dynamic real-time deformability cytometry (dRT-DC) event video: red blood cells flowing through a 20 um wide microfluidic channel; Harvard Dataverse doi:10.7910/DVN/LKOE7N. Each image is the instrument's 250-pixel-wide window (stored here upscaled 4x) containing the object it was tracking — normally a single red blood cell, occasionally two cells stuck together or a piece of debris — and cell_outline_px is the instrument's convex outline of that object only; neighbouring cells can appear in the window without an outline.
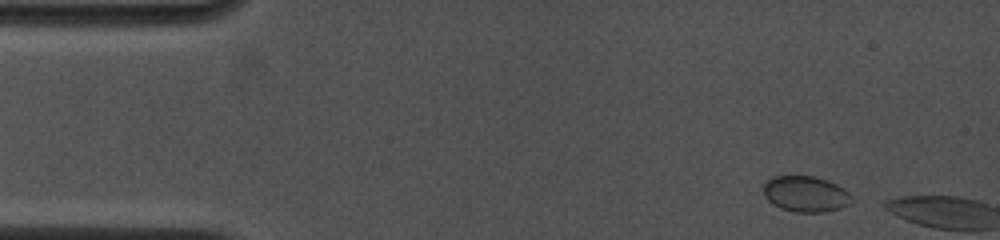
{"species": "common noctule bat (a hibernating species)", "species_latin": "Nyctalus noctula", "temperature_condition": "cold", "stored_images_in_passage": 3, "camera_frame_rate_fps": 4500, "um_per_image_px": 0.085, "animal": {"sex": "female", "body_mass_g": 19.0, "forearm_length_mm": 53.3}, "frame": {"image": 1, "passage_image": 2, "time_ms": 0.444, "image_size_px": [1000, 240], "cell_outline_px": [[856, 200], [840, 208], [824, 212], [796, 212], [780, 208], [768, 200], [764, 196], [764, 184], [772, 176], [812, 176], [828, 180], [844, 188]], "centroid_in_image_um": [68.51, 16.49], "position_along_channel_um": 16.5, "area_um2": 18.5}}